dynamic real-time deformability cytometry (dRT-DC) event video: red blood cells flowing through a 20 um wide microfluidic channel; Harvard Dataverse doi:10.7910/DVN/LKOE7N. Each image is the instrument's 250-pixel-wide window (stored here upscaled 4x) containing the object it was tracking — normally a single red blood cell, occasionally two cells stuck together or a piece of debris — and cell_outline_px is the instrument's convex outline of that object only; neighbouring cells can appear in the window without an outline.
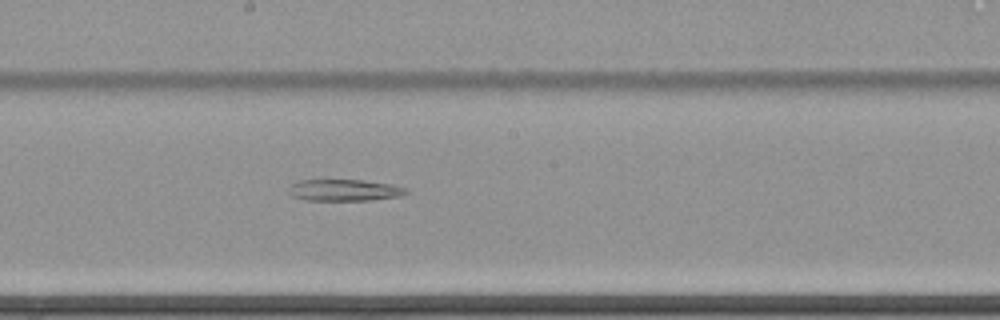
{"species": "common noctule bat (a hibernating species)", "species_latin": "Nyctalus noctula", "temperature_condition": "cold", "stored_images_in_passage": 50, "segment_of_instrument_passage": [2, 2], "camera_frame_rate_fps": 3000, "um_per_image_px": 0.085, "animal": {"sex": "female", "body_mass_g": 22.7, "forearm_length_mm": 54.2}, "frame": {"image": 1, "passage_image": 24, "time_ms": 7.667, "image_size_px": [1000, 320], "cell_outline_px": [[408, 192], [400, 196], [368, 200], [304, 200], [292, 196], [288, 192], [288, 188], [292, 184], [300, 180], [364, 180], [392, 184], [404, 188]], "centroid_in_image_um": [29.23, 16.16], "position_along_channel_um": 219.0, "area_um2": 14.68}}
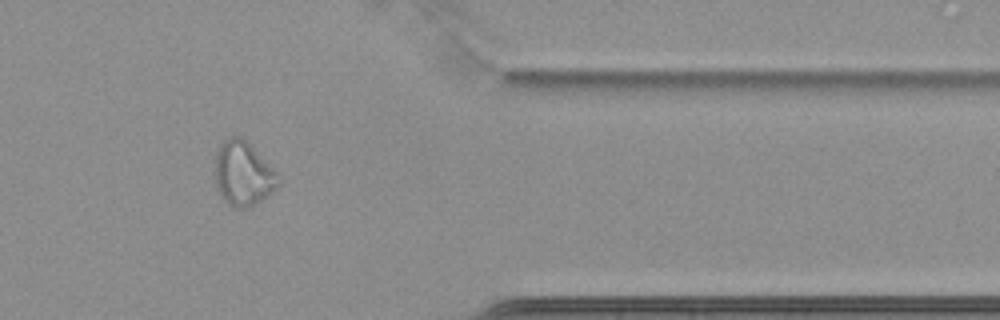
{"frame": {"image": 2, "passage_image": 40, "time_ms": 13.0, "image_size_px": [1000, 320], "cell_outline_px": [[280, 184], [268, 196], [256, 204], [248, 208], [236, 208], [228, 204], [224, 200], [216, 188], [212, 172], [216, 152], [220, 144], [228, 136], [240, 136], [276, 172]], "centroid_in_image_um": [20.6, 14.79], "position_along_channel_um": 390.8, "area_um2": 23.87}}
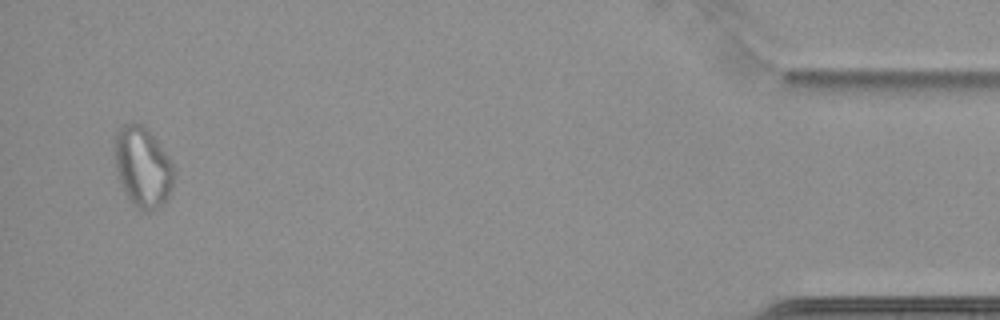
{"frame": {"image": 3, "passage_image": 48, "time_ms": 15.667, "image_size_px": [1000, 320], "cell_outline_px": [[172, 188], [168, 196], [156, 208], [148, 212], [144, 212], [136, 208], [128, 200], [124, 192], [116, 172], [116, 128], [124, 124], [140, 124], [148, 128], [168, 156], [172, 164]], "centroid_in_image_um": [12.11, 14.21], "position_along_channel_um": 423.1, "area_um2": 27.4}}